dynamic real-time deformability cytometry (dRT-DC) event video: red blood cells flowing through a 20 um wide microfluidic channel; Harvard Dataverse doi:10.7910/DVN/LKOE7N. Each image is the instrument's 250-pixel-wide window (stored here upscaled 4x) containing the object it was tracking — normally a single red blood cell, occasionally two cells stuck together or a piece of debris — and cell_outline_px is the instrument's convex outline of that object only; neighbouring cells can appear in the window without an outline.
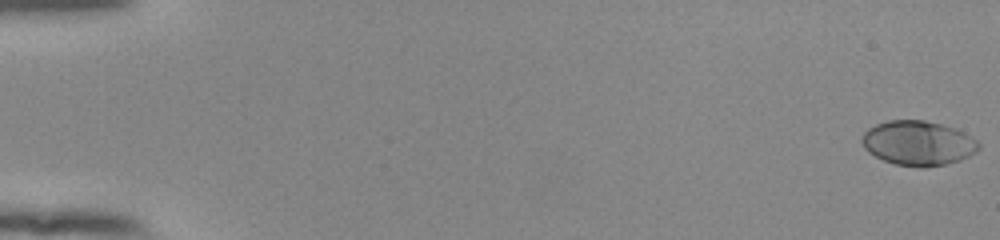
{"species": "human", "species_latin": "Homo sapiens", "temperature_condition": "room temperature", "stored_images_in_passage": 53, "camera_frame_rate_fps": 3000, "um_per_image_px": 0.085, "donor": {"sex": "female"}, "frame": {"image": 1, "passage_image": 1, "time_ms": 0.0, "image_size_px": [1000, 240], "cell_outline_px": [[980, 148], [976, 152], [960, 160], [944, 164], [924, 168], [896, 164], [884, 160], [868, 152], [864, 148], [860, 140], [864, 132], [868, 128], [876, 124], [888, 120], [924, 120], [956, 128], [964, 132], [976, 140], [980, 144]], "centroid_in_image_um": [78.03, 12.16], "position_along_channel_um": 7.0, "area_um2": 30.4}}
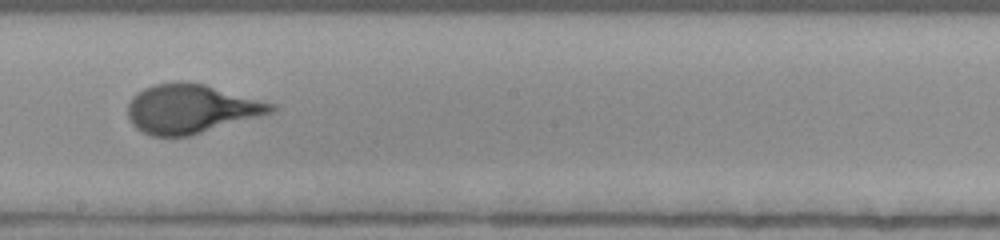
{"frame": {"image": 2, "passage_image": 31, "time_ms": 10.0, "image_size_px": [1000, 240], "cell_outline_px": [[276, 108], [272, 112], [188, 136], [152, 136], [136, 128], [132, 124], [128, 116], [128, 104], [132, 96], [136, 92], [152, 84], [176, 80], [184, 80], [204, 84], [276, 104]], "centroid_in_image_um": [16.17, 9.22], "position_along_channel_um": 232.0, "area_um2": 40.81}}
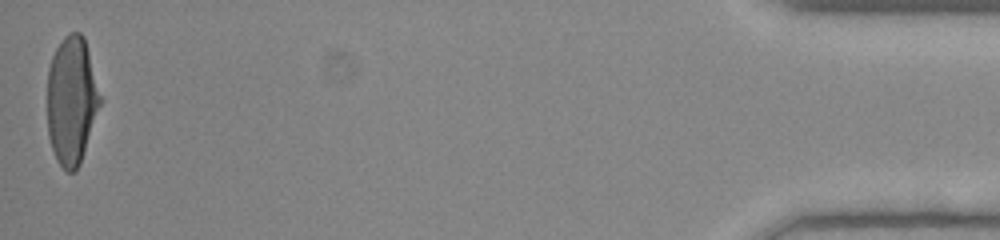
{"frame": {"image": 3, "passage_image": 53, "time_ms": 17.333, "image_size_px": [1000, 240], "cell_outline_px": [[104, 100], [80, 164], [76, 172], [68, 172], [56, 160], [48, 136], [48, 68], [52, 56], [60, 40], [68, 32], [80, 32], [84, 36]], "centroid_in_image_um": [6.13, 8.53], "position_along_channel_um": 429.1, "area_um2": 40.4}, "authors_computed_cell_mechanics": {"area_um2": 39.304, "velocity_mm_per_s": 3.8577, "shape_relaxation_time_tau1_ms": 6.2767, "shape_relaxation_time_tau2_ms": null, "deformation_change_tau1": 0.2124, "deformation_change_tau2": null}}